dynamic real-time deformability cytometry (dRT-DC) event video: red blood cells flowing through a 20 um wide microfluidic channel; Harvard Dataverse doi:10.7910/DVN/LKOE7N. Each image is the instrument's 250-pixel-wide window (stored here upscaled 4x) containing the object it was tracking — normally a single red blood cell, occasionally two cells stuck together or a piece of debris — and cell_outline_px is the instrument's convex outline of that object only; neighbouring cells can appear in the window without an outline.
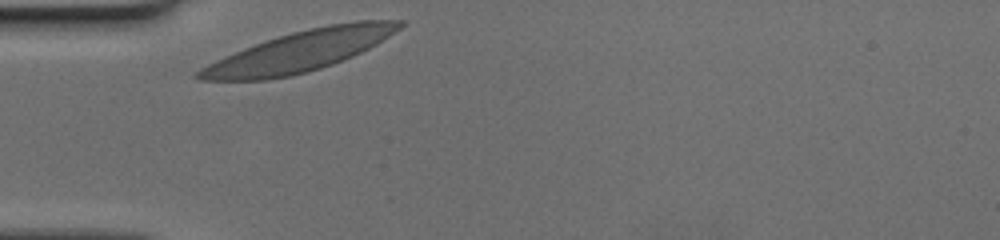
{"species": "human", "species_latin": "Homo sapiens", "temperature_condition": "cold", "stored_images_in_passage": 27, "camera_frame_rate_fps": 3000, "um_per_image_px": 0.085, "donor": {"sex": "female"}, "frame": {"image": 1, "passage_image": 1, "time_ms": 0.0, "image_size_px": [1000, 240], "cell_outline_px": [[404, 24], [400, 28], [376, 44], [352, 56], [332, 64], [320, 68], [288, 76], [264, 80], [200, 80], [196, 76], [196, 72], [200, 68], [208, 64], [244, 48], [292, 32], [308, 28], [328, 24], [356, 20], [404, 20]], "centroid_in_image_um": [25.49, 4.34], "position_along_channel_um": 59.5, "area_um2": 46.59}}
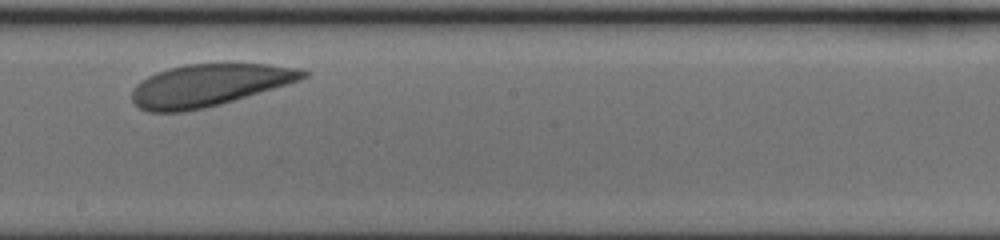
{"frame": {"image": 2, "passage_image": 15, "time_ms": 4.667, "image_size_px": [1000, 240], "cell_outline_px": [[308, 76], [300, 80], [220, 104], [204, 108], [184, 112], [148, 112], [140, 108], [132, 100], [132, 88], [140, 80], [156, 72], [168, 68], [188, 64], [268, 64], [300, 68], [308, 72]], "centroid_in_image_um": [17.72, 7.24], "position_along_channel_um": 230.5, "area_um2": 41.79}}
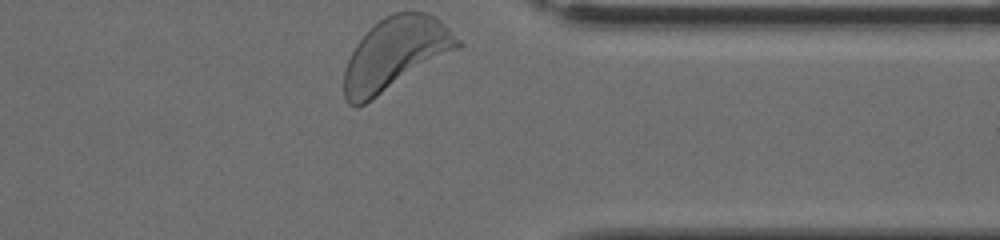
{"frame": {"image": 3, "passage_image": 27, "time_ms": 8.667, "image_size_px": [1000, 240], "cell_outline_px": [[464, 44], [460, 48], [364, 104], [356, 108], [348, 104], [344, 96], [344, 68], [356, 44], [384, 16], [392, 12], [424, 12], [440, 20]], "centroid_in_image_um": [33.6, 4.59], "position_along_channel_um": 377.8, "area_um2": 47.28}}